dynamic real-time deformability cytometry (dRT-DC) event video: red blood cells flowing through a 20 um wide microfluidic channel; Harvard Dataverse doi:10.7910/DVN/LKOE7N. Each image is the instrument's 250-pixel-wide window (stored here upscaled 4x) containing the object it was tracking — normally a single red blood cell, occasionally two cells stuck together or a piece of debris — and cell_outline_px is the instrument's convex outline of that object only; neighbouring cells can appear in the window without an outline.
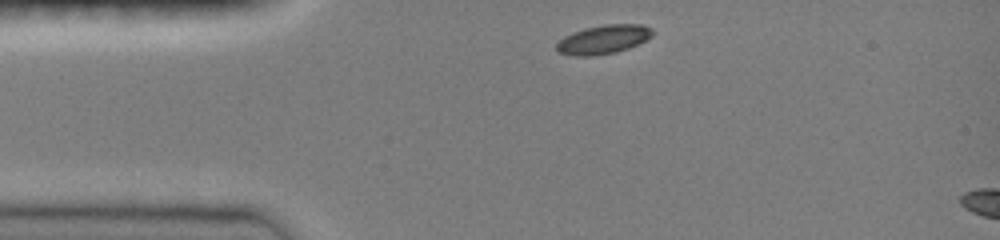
{"species": "common noctule bat (a hibernating species)", "species_latin": "Nyctalus noctula", "temperature_condition": "room temperature", "stored_images_in_passage": 4, "camera_frame_rate_fps": 3000, "um_per_image_px": 0.085, "animal": {"sex": "female", "body_mass_g": 19.0, "forearm_length_mm": 51.5}, "frame": {"image": 1, "passage_image": 1, "time_ms": 0.0, "image_size_px": [1000, 240], "cell_outline_px": [[652, 36], [628, 48], [616, 52], [592, 56], [576, 56], [560, 52], [556, 48], [556, 44], [564, 36], [572, 32], [584, 28], [604, 24], [644, 24], [652, 28]], "centroid_in_image_um": [51.28, 3.34], "position_along_channel_um": 33.7, "area_um2": 16.07}}